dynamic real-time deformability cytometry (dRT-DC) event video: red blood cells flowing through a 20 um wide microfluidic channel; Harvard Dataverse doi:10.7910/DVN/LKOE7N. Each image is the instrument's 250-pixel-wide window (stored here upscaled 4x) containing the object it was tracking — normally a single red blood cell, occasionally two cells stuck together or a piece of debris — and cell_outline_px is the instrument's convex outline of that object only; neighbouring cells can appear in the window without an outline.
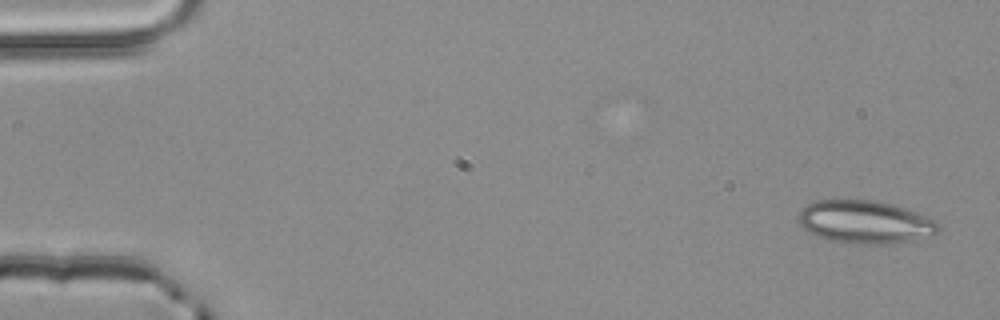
{"species": "common noctule bat (a hibernating species)", "species_latin": "Nyctalus noctula", "temperature_condition": "room temperature", "stored_images_in_passage": 5, "camera_frame_rate_fps": 3000, "um_per_image_px": 0.085, "animal": {"sex": "male", "body_mass_g": 20.4}, "frame": {"image": 1, "passage_image": 1, "time_ms": 0.0, "image_size_px": [1000, 320], "cell_outline_px": [[940, 232], [932, 236], [912, 240], [884, 244], [848, 244], [828, 240], [808, 232], [800, 224], [796, 216], [800, 208], [816, 200], [880, 200], [916, 212], [936, 220], [940, 224]], "centroid_in_image_um": [73.52, 18.87], "position_along_channel_um": 11.5, "area_um2": 35.55}}